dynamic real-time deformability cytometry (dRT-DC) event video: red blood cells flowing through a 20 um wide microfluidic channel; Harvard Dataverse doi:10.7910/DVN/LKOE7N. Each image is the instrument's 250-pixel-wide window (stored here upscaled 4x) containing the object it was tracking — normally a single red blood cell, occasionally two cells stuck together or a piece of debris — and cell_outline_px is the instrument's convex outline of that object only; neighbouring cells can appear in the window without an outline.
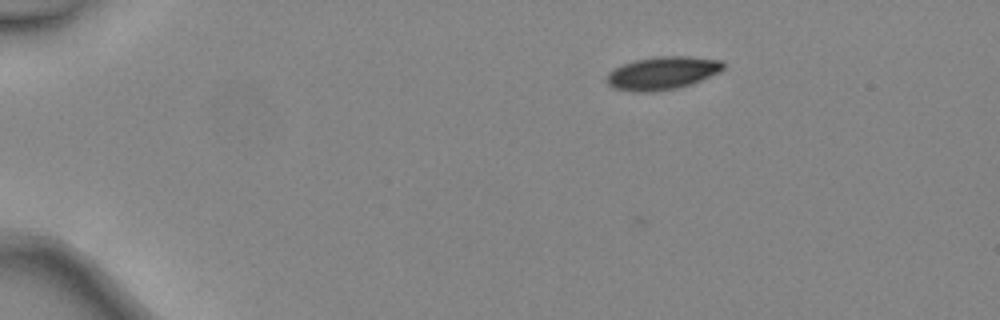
{"species": "common noctule bat (a hibernating species)", "species_latin": "Nyctalus noctula", "temperature_condition": "warm", "stored_images_in_passage": 40, "camera_frame_rate_fps": 3000, "um_per_image_px": 0.085, "animal": {"sex": "female", "body_mass_g": 24.6, "forearm_length_mm": 56.2}, "frame": {"image": 1, "passage_image": 1, "time_ms": 0.0, "image_size_px": [1000, 320], "cell_outline_px": [[724, 68], [720, 72], [692, 84], [676, 88], [652, 92], [636, 92], [612, 88], [604, 80], [608, 72], [624, 64], [636, 60], [656, 56], [688, 56], [720, 60], [724, 64]], "centroid_in_image_um": [56.28, 6.22], "position_along_channel_um": 28.7, "area_um2": 22.48}}
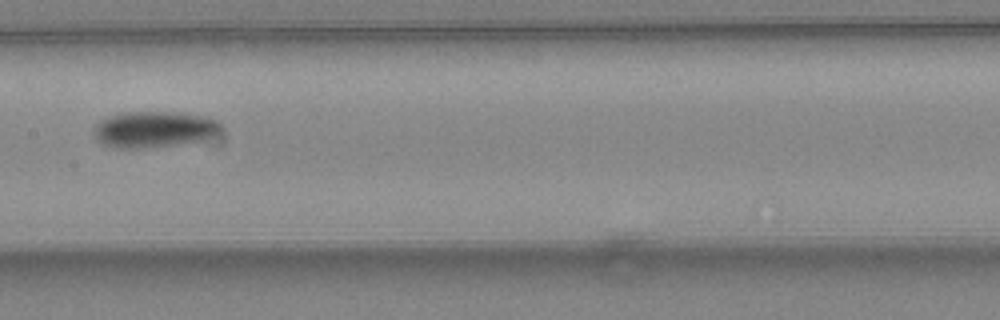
{"frame": {"image": 2, "passage_image": 18, "time_ms": 5.667, "image_size_px": [1000, 320], "cell_outline_px": [[224, 132], [200, 140], [152, 148], [112, 148], [100, 144], [96, 140], [92, 132], [92, 128], [104, 116], [116, 112], [176, 112], [208, 116], [220, 120], [224, 124]], "centroid_in_image_um": [13.08, 10.98], "position_along_channel_um": 194.3, "area_um2": 27.86}}
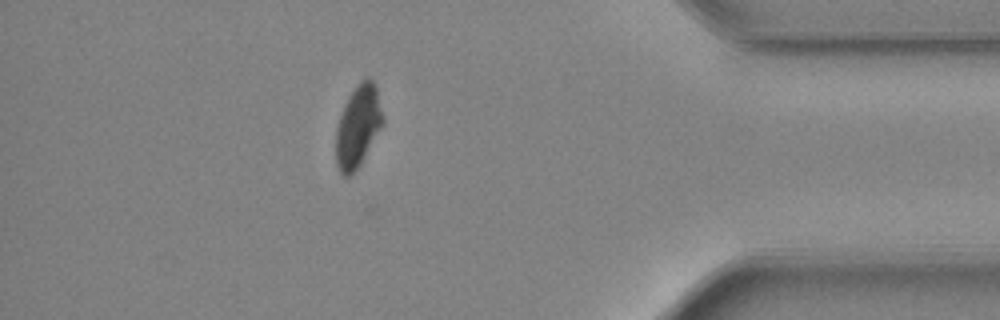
{"frame": {"image": 3, "passage_image": 34, "time_ms": 11.0, "image_size_px": [1000, 320], "cell_outline_px": [[384, 124], [360, 164], [348, 176], [344, 176], [340, 172], [336, 164], [336, 128], [344, 104], [348, 96], [356, 84], [364, 76], [368, 76], [376, 84], [384, 120]], "centroid_in_image_um": [30.44, 10.67], "position_along_channel_um": 404.8, "area_um2": 22.54}, "authors_computed_cell_mechanics": {"area_um2": 24.3916, "velocity_mm_per_s": 4.5511, "shape_relaxation_time_tau1_ms": 5.0441, "shape_relaxation_time_tau2_ms": 5.8212, "deformation_change_tau1": 0.1389, "deformation_change_tau2": 0.0813}}